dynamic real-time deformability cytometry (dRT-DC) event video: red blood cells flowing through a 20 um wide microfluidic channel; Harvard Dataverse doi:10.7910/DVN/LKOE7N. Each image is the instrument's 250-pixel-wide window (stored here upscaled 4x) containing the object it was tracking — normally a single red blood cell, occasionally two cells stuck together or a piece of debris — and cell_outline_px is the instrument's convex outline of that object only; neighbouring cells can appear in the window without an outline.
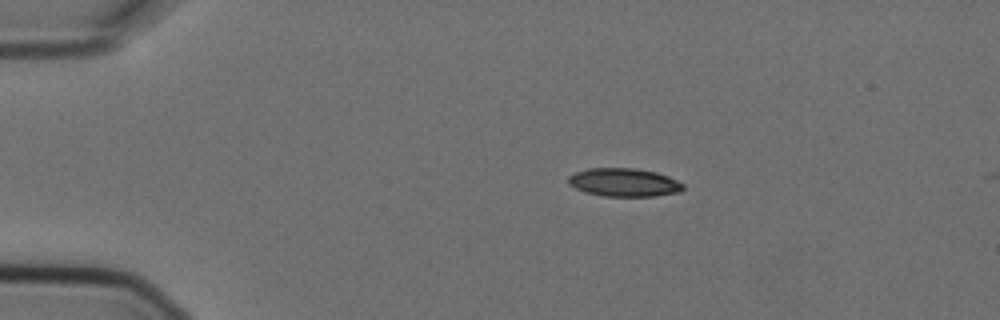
{"species": "Egyptian fruit bat (a non-hibernating species)", "species_latin": "Rousettus aegyptiacus", "temperature_condition": "cold", "stored_images_in_passage": 4, "camera_frame_rate_fps": 3000, "um_per_image_px": 0.085, "animal": {"sex": "female"}, "frame": {"image": 1, "passage_image": 1, "time_ms": 0.0, "image_size_px": [1000, 320], "cell_outline_px": [[684, 188], [680, 192], [656, 196], [604, 196], [584, 192], [568, 184], [568, 176], [576, 172], [588, 168], [636, 168], [656, 172], [668, 176], [684, 184]], "centroid_in_image_um": [53.04, 15.5], "position_along_channel_um": 32.0, "area_um2": 19.02}}
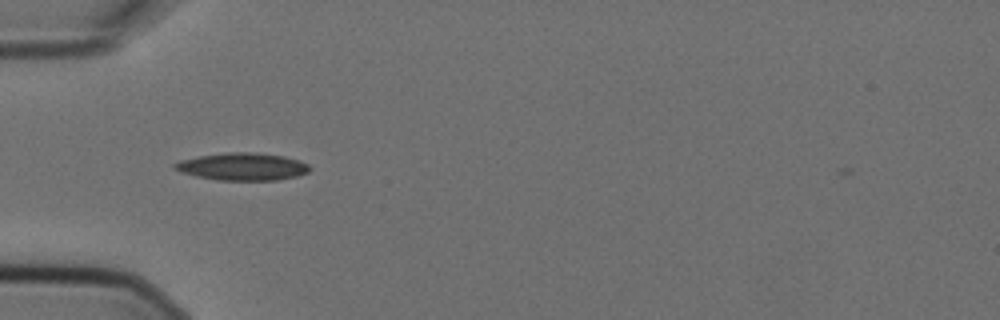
{"frame": {"image": 2, "passage_image": 3, "time_ms": 0.667, "image_size_px": [1000, 320], "cell_outline_px": [[312, 168], [308, 172], [296, 176], [276, 180], [220, 180], [196, 176], [180, 172], [172, 168], [172, 164], [180, 160], [200, 156], [228, 152], [248, 152], [284, 156], [300, 160], [308, 164]], "centroid_in_image_um": [20.6, 14.16], "position_along_channel_um": 64.4, "area_um2": 21.56}}
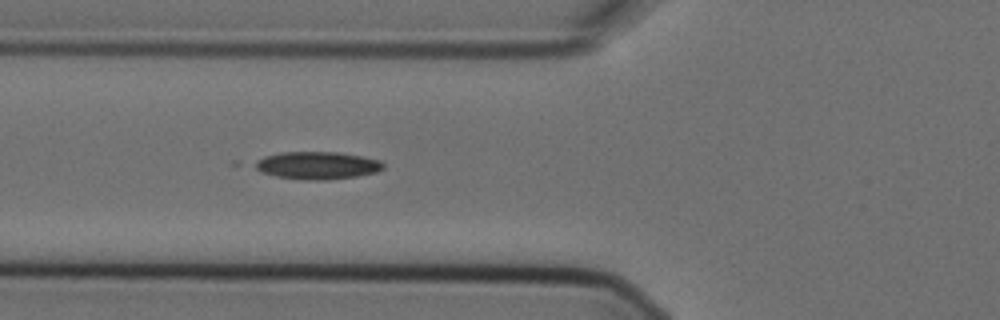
{"frame": {"image": 3, "passage_image": 4, "time_ms": 1.0, "image_size_px": [1000, 320], "cell_outline_px": [[384, 168], [376, 172], [356, 176], [324, 180], [308, 180], [276, 176], [260, 172], [248, 164], [264, 156], [280, 152], [336, 152], [360, 156], [380, 160], [384, 164]], "centroid_in_image_um": [26.88, 14.05], "position_along_channel_um": 98.9, "area_um2": 20.75}}